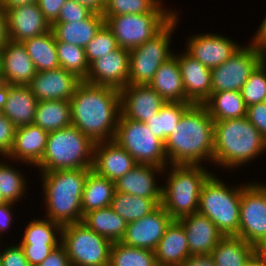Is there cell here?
I'll return each instance as SVG.
<instances>
[{"mask_svg":"<svg viewBox=\"0 0 266 266\" xmlns=\"http://www.w3.org/2000/svg\"><path fill=\"white\" fill-rule=\"evenodd\" d=\"M243 266H266V264L255 252H253Z\"/></svg>","mask_w":266,"mask_h":266,"instance_id":"cell-60","label":"cell"},{"mask_svg":"<svg viewBox=\"0 0 266 266\" xmlns=\"http://www.w3.org/2000/svg\"><path fill=\"white\" fill-rule=\"evenodd\" d=\"M81 222L112 243L122 240L128 224L111 207L87 212Z\"/></svg>","mask_w":266,"mask_h":266,"instance_id":"cell-30","label":"cell"},{"mask_svg":"<svg viewBox=\"0 0 266 266\" xmlns=\"http://www.w3.org/2000/svg\"><path fill=\"white\" fill-rule=\"evenodd\" d=\"M61 244L67 251L71 266H109L112 242L83 222L62 226Z\"/></svg>","mask_w":266,"mask_h":266,"instance_id":"cell-10","label":"cell"},{"mask_svg":"<svg viewBox=\"0 0 266 266\" xmlns=\"http://www.w3.org/2000/svg\"><path fill=\"white\" fill-rule=\"evenodd\" d=\"M67 0H38L45 19L52 25L58 18L61 7Z\"/></svg>","mask_w":266,"mask_h":266,"instance_id":"cell-50","label":"cell"},{"mask_svg":"<svg viewBox=\"0 0 266 266\" xmlns=\"http://www.w3.org/2000/svg\"><path fill=\"white\" fill-rule=\"evenodd\" d=\"M8 25L6 10L0 6V50L8 43Z\"/></svg>","mask_w":266,"mask_h":266,"instance_id":"cell-55","label":"cell"},{"mask_svg":"<svg viewBox=\"0 0 266 266\" xmlns=\"http://www.w3.org/2000/svg\"><path fill=\"white\" fill-rule=\"evenodd\" d=\"M128 78L129 50L119 47L93 61L84 81L121 90L128 85Z\"/></svg>","mask_w":266,"mask_h":266,"instance_id":"cell-16","label":"cell"},{"mask_svg":"<svg viewBox=\"0 0 266 266\" xmlns=\"http://www.w3.org/2000/svg\"><path fill=\"white\" fill-rule=\"evenodd\" d=\"M256 34L251 38V45L259 54L262 61H266V16L257 29Z\"/></svg>","mask_w":266,"mask_h":266,"instance_id":"cell-52","label":"cell"},{"mask_svg":"<svg viewBox=\"0 0 266 266\" xmlns=\"http://www.w3.org/2000/svg\"><path fill=\"white\" fill-rule=\"evenodd\" d=\"M161 202L162 199H146L115 191L110 207L127 223H131L154 211Z\"/></svg>","mask_w":266,"mask_h":266,"instance_id":"cell-35","label":"cell"},{"mask_svg":"<svg viewBox=\"0 0 266 266\" xmlns=\"http://www.w3.org/2000/svg\"><path fill=\"white\" fill-rule=\"evenodd\" d=\"M246 118L266 139V104L261 102L247 106Z\"/></svg>","mask_w":266,"mask_h":266,"instance_id":"cell-47","label":"cell"},{"mask_svg":"<svg viewBox=\"0 0 266 266\" xmlns=\"http://www.w3.org/2000/svg\"><path fill=\"white\" fill-rule=\"evenodd\" d=\"M191 105L192 103L166 102L145 124L153 135L165 142L176 128L182 114Z\"/></svg>","mask_w":266,"mask_h":266,"instance_id":"cell-37","label":"cell"},{"mask_svg":"<svg viewBox=\"0 0 266 266\" xmlns=\"http://www.w3.org/2000/svg\"><path fill=\"white\" fill-rule=\"evenodd\" d=\"M28 262L38 266L58 245H20Z\"/></svg>","mask_w":266,"mask_h":266,"instance_id":"cell-49","label":"cell"},{"mask_svg":"<svg viewBox=\"0 0 266 266\" xmlns=\"http://www.w3.org/2000/svg\"><path fill=\"white\" fill-rule=\"evenodd\" d=\"M162 5L160 2L150 13L108 17L105 24L112 31L119 47L130 51L157 35L177 13Z\"/></svg>","mask_w":266,"mask_h":266,"instance_id":"cell-8","label":"cell"},{"mask_svg":"<svg viewBox=\"0 0 266 266\" xmlns=\"http://www.w3.org/2000/svg\"><path fill=\"white\" fill-rule=\"evenodd\" d=\"M47 136L48 132L35 124L16 128L12 149L5 159L35 167L43 157Z\"/></svg>","mask_w":266,"mask_h":266,"instance_id":"cell-25","label":"cell"},{"mask_svg":"<svg viewBox=\"0 0 266 266\" xmlns=\"http://www.w3.org/2000/svg\"><path fill=\"white\" fill-rule=\"evenodd\" d=\"M26 190L23 173L0 160V192L4 200L16 204L25 195Z\"/></svg>","mask_w":266,"mask_h":266,"instance_id":"cell-41","label":"cell"},{"mask_svg":"<svg viewBox=\"0 0 266 266\" xmlns=\"http://www.w3.org/2000/svg\"><path fill=\"white\" fill-rule=\"evenodd\" d=\"M115 182L97 174L92 169L89 171L83 188L82 213L111 206Z\"/></svg>","mask_w":266,"mask_h":266,"instance_id":"cell-31","label":"cell"},{"mask_svg":"<svg viewBox=\"0 0 266 266\" xmlns=\"http://www.w3.org/2000/svg\"><path fill=\"white\" fill-rule=\"evenodd\" d=\"M161 205L173 220L198 212L200 191L212 174L201 165H169ZM205 168V169H204Z\"/></svg>","mask_w":266,"mask_h":266,"instance_id":"cell-6","label":"cell"},{"mask_svg":"<svg viewBox=\"0 0 266 266\" xmlns=\"http://www.w3.org/2000/svg\"><path fill=\"white\" fill-rule=\"evenodd\" d=\"M119 48L112 31L104 24L94 38L86 45L85 54L89 65L98 58Z\"/></svg>","mask_w":266,"mask_h":266,"instance_id":"cell-44","label":"cell"},{"mask_svg":"<svg viewBox=\"0 0 266 266\" xmlns=\"http://www.w3.org/2000/svg\"><path fill=\"white\" fill-rule=\"evenodd\" d=\"M254 252L264 261L266 264V238L260 240L254 245Z\"/></svg>","mask_w":266,"mask_h":266,"instance_id":"cell-59","label":"cell"},{"mask_svg":"<svg viewBox=\"0 0 266 266\" xmlns=\"http://www.w3.org/2000/svg\"><path fill=\"white\" fill-rule=\"evenodd\" d=\"M75 1L89 8L94 13L102 15V11L105 5V0H75Z\"/></svg>","mask_w":266,"mask_h":266,"instance_id":"cell-56","label":"cell"},{"mask_svg":"<svg viewBox=\"0 0 266 266\" xmlns=\"http://www.w3.org/2000/svg\"><path fill=\"white\" fill-rule=\"evenodd\" d=\"M203 105L214 121L246 117L247 106L240 91L211 93Z\"/></svg>","mask_w":266,"mask_h":266,"instance_id":"cell-33","label":"cell"},{"mask_svg":"<svg viewBox=\"0 0 266 266\" xmlns=\"http://www.w3.org/2000/svg\"><path fill=\"white\" fill-rule=\"evenodd\" d=\"M240 202L241 186L229 187L216 174H211L202 185L198 213L207 216L223 236H236Z\"/></svg>","mask_w":266,"mask_h":266,"instance_id":"cell-7","label":"cell"},{"mask_svg":"<svg viewBox=\"0 0 266 266\" xmlns=\"http://www.w3.org/2000/svg\"><path fill=\"white\" fill-rule=\"evenodd\" d=\"M177 60L186 94V103L203 104L211 95V69L186 51L173 54Z\"/></svg>","mask_w":266,"mask_h":266,"instance_id":"cell-21","label":"cell"},{"mask_svg":"<svg viewBox=\"0 0 266 266\" xmlns=\"http://www.w3.org/2000/svg\"><path fill=\"white\" fill-rule=\"evenodd\" d=\"M7 14L8 37L14 42L40 36L51 30L38 3L4 8Z\"/></svg>","mask_w":266,"mask_h":266,"instance_id":"cell-18","label":"cell"},{"mask_svg":"<svg viewBox=\"0 0 266 266\" xmlns=\"http://www.w3.org/2000/svg\"><path fill=\"white\" fill-rule=\"evenodd\" d=\"M38 0H2L3 8H12L21 5H27L31 3H36Z\"/></svg>","mask_w":266,"mask_h":266,"instance_id":"cell-58","label":"cell"},{"mask_svg":"<svg viewBox=\"0 0 266 266\" xmlns=\"http://www.w3.org/2000/svg\"><path fill=\"white\" fill-rule=\"evenodd\" d=\"M8 97V84L0 75V114H2V108L4 107Z\"/></svg>","mask_w":266,"mask_h":266,"instance_id":"cell-57","label":"cell"},{"mask_svg":"<svg viewBox=\"0 0 266 266\" xmlns=\"http://www.w3.org/2000/svg\"><path fill=\"white\" fill-rule=\"evenodd\" d=\"M149 85L166 102L186 103V94L177 58L173 55L155 72Z\"/></svg>","mask_w":266,"mask_h":266,"instance_id":"cell-29","label":"cell"},{"mask_svg":"<svg viewBox=\"0 0 266 266\" xmlns=\"http://www.w3.org/2000/svg\"><path fill=\"white\" fill-rule=\"evenodd\" d=\"M56 51L61 68L73 73L82 81L87 78L90 65L86 58L85 48L56 41Z\"/></svg>","mask_w":266,"mask_h":266,"instance_id":"cell-40","label":"cell"},{"mask_svg":"<svg viewBox=\"0 0 266 266\" xmlns=\"http://www.w3.org/2000/svg\"><path fill=\"white\" fill-rule=\"evenodd\" d=\"M69 101L72 126L95 143L114 140L121 115L120 90L83 80Z\"/></svg>","mask_w":266,"mask_h":266,"instance_id":"cell-1","label":"cell"},{"mask_svg":"<svg viewBox=\"0 0 266 266\" xmlns=\"http://www.w3.org/2000/svg\"><path fill=\"white\" fill-rule=\"evenodd\" d=\"M38 100L29 86L8 84L7 101L2 108L4 114L16 128L33 124Z\"/></svg>","mask_w":266,"mask_h":266,"instance_id":"cell-27","label":"cell"},{"mask_svg":"<svg viewBox=\"0 0 266 266\" xmlns=\"http://www.w3.org/2000/svg\"><path fill=\"white\" fill-rule=\"evenodd\" d=\"M241 46L227 61L211 69V93L241 91L254 69L262 62L254 47Z\"/></svg>","mask_w":266,"mask_h":266,"instance_id":"cell-13","label":"cell"},{"mask_svg":"<svg viewBox=\"0 0 266 266\" xmlns=\"http://www.w3.org/2000/svg\"><path fill=\"white\" fill-rule=\"evenodd\" d=\"M214 120L203 104H192L164 142L169 165L213 164Z\"/></svg>","mask_w":266,"mask_h":266,"instance_id":"cell-2","label":"cell"},{"mask_svg":"<svg viewBox=\"0 0 266 266\" xmlns=\"http://www.w3.org/2000/svg\"><path fill=\"white\" fill-rule=\"evenodd\" d=\"M109 266H158L155 252L123 244L112 243Z\"/></svg>","mask_w":266,"mask_h":266,"instance_id":"cell-39","label":"cell"},{"mask_svg":"<svg viewBox=\"0 0 266 266\" xmlns=\"http://www.w3.org/2000/svg\"><path fill=\"white\" fill-rule=\"evenodd\" d=\"M154 252L158 266H182L190 256L187 237L178 220L167 226Z\"/></svg>","mask_w":266,"mask_h":266,"instance_id":"cell-26","label":"cell"},{"mask_svg":"<svg viewBox=\"0 0 266 266\" xmlns=\"http://www.w3.org/2000/svg\"><path fill=\"white\" fill-rule=\"evenodd\" d=\"M137 165L134 158L115 140L96 142L92 170L116 182Z\"/></svg>","mask_w":266,"mask_h":266,"instance_id":"cell-20","label":"cell"},{"mask_svg":"<svg viewBox=\"0 0 266 266\" xmlns=\"http://www.w3.org/2000/svg\"><path fill=\"white\" fill-rule=\"evenodd\" d=\"M5 202L6 201L4 200V198L2 197L1 192H0V205L3 204V203H5Z\"/></svg>","mask_w":266,"mask_h":266,"instance_id":"cell-61","label":"cell"},{"mask_svg":"<svg viewBox=\"0 0 266 266\" xmlns=\"http://www.w3.org/2000/svg\"><path fill=\"white\" fill-rule=\"evenodd\" d=\"M62 226L50 219H32L24 230L20 245H59ZM59 235V237H57ZM59 238V239H58Z\"/></svg>","mask_w":266,"mask_h":266,"instance_id":"cell-38","label":"cell"},{"mask_svg":"<svg viewBox=\"0 0 266 266\" xmlns=\"http://www.w3.org/2000/svg\"><path fill=\"white\" fill-rule=\"evenodd\" d=\"M114 140L123 147L137 164L169 168L164 142L152 134L143 122L119 117ZM167 166V167H166Z\"/></svg>","mask_w":266,"mask_h":266,"instance_id":"cell-11","label":"cell"},{"mask_svg":"<svg viewBox=\"0 0 266 266\" xmlns=\"http://www.w3.org/2000/svg\"><path fill=\"white\" fill-rule=\"evenodd\" d=\"M172 220L160 204L143 218L128 223L120 242L128 246L154 251Z\"/></svg>","mask_w":266,"mask_h":266,"instance_id":"cell-14","label":"cell"},{"mask_svg":"<svg viewBox=\"0 0 266 266\" xmlns=\"http://www.w3.org/2000/svg\"><path fill=\"white\" fill-rule=\"evenodd\" d=\"M38 266H71L67 251L59 244Z\"/></svg>","mask_w":266,"mask_h":266,"instance_id":"cell-51","label":"cell"},{"mask_svg":"<svg viewBox=\"0 0 266 266\" xmlns=\"http://www.w3.org/2000/svg\"><path fill=\"white\" fill-rule=\"evenodd\" d=\"M164 168L137 164L132 170L115 182V191L146 199H162V187L157 184L156 175L165 173Z\"/></svg>","mask_w":266,"mask_h":266,"instance_id":"cell-24","label":"cell"},{"mask_svg":"<svg viewBox=\"0 0 266 266\" xmlns=\"http://www.w3.org/2000/svg\"><path fill=\"white\" fill-rule=\"evenodd\" d=\"M214 135L213 163L225 169L244 166L266 152V139L246 117L214 121Z\"/></svg>","mask_w":266,"mask_h":266,"instance_id":"cell-3","label":"cell"},{"mask_svg":"<svg viewBox=\"0 0 266 266\" xmlns=\"http://www.w3.org/2000/svg\"><path fill=\"white\" fill-rule=\"evenodd\" d=\"M161 0H105L102 16L108 17L124 14L150 13Z\"/></svg>","mask_w":266,"mask_h":266,"instance_id":"cell-42","label":"cell"},{"mask_svg":"<svg viewBox=\"0 0 266 266\" xmlns=\"http://www.w3.org/2000/svg\"><path fill=\"white\" fill-rule=\"evenodd\" d=\"M16 127L4 115L0 114V155L6 157L14 142Z\"/></svg>","mask_w":266,"mask_h":266,"instance_id":"cell-46","label":"cell"},{"mask_svg":"<svg viewBox=\"0 0 266 266\" xmlns=\"http://www.w3.org/2000/svg\"><path fill=\"white\" fill-rule=\"evenodd\" d=\"M182 266H215L211 254L190 255Z\"/></svg>","mask_w":266,"mask_h":266,"instance_id":"cell-54","label":"cell"},{"mask_svg":"<svg viewBox=\"0 0 266 266\" xmlns=\"http://www.w3.org/2000/svg\"><path fill=\"white\" fill-rule=\"evenodd\" d=\"M186 43V52L209 69L223 64L241 47L216 33L195 34Z\"/></svg>","mask_w":266,"mask_h":266,"instance_id":"cell-15","label":"cell"},{"mask_svg":"<svg viewBox=\"0 0 266 266\" xmlns=\"http://www.w3.org/2000/svg\"><path fill=\"white\" fill-rule=\"evenodd\" d=\"M180 13L152 39L129 51L128 85H149L159 67L173 56L171 36L179 22Z\"/></svg>","mask_w":266,"mask_h":266,"instance_id":"cell-9","label":"cell"},{"mask_svg":"<svg viewBox=\"0 0 266 266\" xmlns=\"http://www.w3.org/2000/svg\"><path fill=\"white\" fill-rule=\"evenodd\" d=\"M13 204L14 203L11 202H5L0 205V237L2 235L1 233L8 230V227H10L12 224L11 222H13V211L11 209L13 208Z\"/></svg>","mask_w":266,"mask_h":266,"instance_id":"cell-53","label":"cell"},{"mask_svg":"<svg viewBox=\"0 0 266 266\" xmlns=\"http://www.w3.org/2000/svg\"><path fill=\"white\" fill-rule=\"evenodd\" d=\"M0 252L2 266H32L25 257L23 248L11 245Z\"/></svg>","mask_w":266,"mask_h":266,"instance_id":"cell-48","label":"cell"},{"mask_svg":"<svg viewBox=\"0 0 266 266\" xmlns=\"http://www.w3.org/2000/svg\"><path fill=\"white\" fill-rule=\"evenodd\" d=\"M237 237L251 245L266 238V184L241 185L239 233Z\"/></svg>","mask_w":266,"mask_h":266,"instance_id":"cell-12","label":"cell"},{"mask_svg":"<svg viewBox=\"0 0 266 266\" xmlns=\"http://www.w3.org/2000/svg\"><path fill=\"white\" fill-rule=\"evenodd\" d=\"M81 81L73 73L59 67L54 70L37 72L28 86L38 102L49 100L69 101Z\"/></svg>","mask_w":266,"mask_h":266,"instance_id":"cell-17","label":"cell"},{"mask_svg":"<svg viewBox=\"0 0 266 266\" xmlns=\"http://www.w3.org/2000/svg\"><path fill=\"white\" fill-rule=\"evenodd\" d=\"M33 124L47 132L70 127L72 125L70 101H39Z\"/></svg>","mask_w":266,"mask_h":266,"instance_id":"cell-32","label":"cell"},{"mask_svg":"<svg viewBox=\"0 0 266 266\" xmlns=\"http://www.w3.org/2000/svg\"><path fill=\"white\" fill-rule=\"evenodd\" d=\"M254 246L237 236H224L211 255L215 266H243Z\"/></svg>","mask_w":266,"mask_h":266,"instance_id":"cell-36","label":"cell"},{"mask_svg":"<svg viewBox=\"0 0 266 266\" xmlns=\"http://www.w3.org/2000/svg\"><path fill=\"white\" fill-rule=\"evenodd\" d=\"M121 114L145 123L166 101L150 85H127L120 90Z\"/></svg>","mask_w":266,"mask_h":266,"instance_id":"cell-19","label":"cell"},{"mask_svg":"<svg viewBox=\"0 0 266 266\" xmlns=\"http://www.w3.org/2000/svg\"><path fill=\"white\" fill-rule=\"evenodd\" d=\"M94 12L75 0H67L61 7L59 16L54 23H69L89 18Z\"/></svg>","mask_w":266,"mask_h":266,"instance_id":"cell-45","label":"cell"},{"mask_svg":"<svg viewBox=\"0 0 266 266\" xmlns=\"http://www.w3.org/2000/svg\"><path fill=\"white\" fill-rule=\"evenodd\" d=\"M91 169H68L40 172L47 209L46 216L61 226L81 222L82 195Z\"/></svg>","mask_w":266,"mask_h":266,"instance_id":"cell-4","label":"cell"},{"mask_svg":"<svg viewBox=\"0 0 266 266\" xmlns=\"http://www.w3.org/2000/svg\"><path fill=\"white\" fill-rule=\"evenodd\" d=\"M240 92L246 106L264 102L266 97V61H262L254 69Z\"/></svg>","mask_w":266,"mask_h":266,"instance_id":"cell-43","label":"cell"},{"mask_svg":"<svg viewBox=\"0 0 266 266\" xmlns=\"http://www.w3.org/2000/svg\"><path fill=\"white\" fill-rule=\"evenodd\" d=\"M178 221L184 228L190 255L211 254L224 237L207 216L198 212L184 216Z\"/></svg>","mask_w":266,"mask_h":266,"instance_id":"cell-23","label":"cell"},{"mask_svg":"<svg viewBox=\"0 0 266 266\" xmlns=\"http://www.w3.org/2000/svg\"><path fill=\"white\" fill-rule=\"evenodd\" d=\"M32 59L37 72L54 70L60 67L56 39L52 30L22 42Z\"/></svg>","mask_w":266,"mask_h":266,"instance_id":"cell-34","label":"cell"},{"mask_svg":"<svg viewBox=\"0 0 266 266\" xmlns=\"http://www.w3.org/2000/svg\"><path fill=\"white\" fill-rule=\"evenodd\" d=\"M104 24L103 16L93 13L89 18L81 21L53 23L51 30L56 41H63L85 48Z\"/></svg>","mask_w":266,"mask_h":266,"instance_id":"cell-28","label":"cell"},{"mask_svg":"<svg viewBox=\"0 0 266 266\" xmlns=\"http://www.w3.org/2000/svg\"><path fill=\"white\" fill-rule=\"evenodd\" d=\"M95 142L78 128L70 126L48 132L40 172L92 169Z\"/></svg>","mask_w":266,"mask_h":266,"instance_id":"cell-5","label":"cell"},{"mask_svg":"<svg viewBox=\"0 0 266 266\" xmlns=\"http://www.w3.org/2000/svg\"><path fill=\"white\" fill-rule=\"evenodd\" d=\"M37 71L22 42L9 40L0 50V75L10 85L28 86Z\"/></svg>","mask_w":266,"mask_h":266,"instance_id":"cell-22","label":"cell"}]
</instances>
